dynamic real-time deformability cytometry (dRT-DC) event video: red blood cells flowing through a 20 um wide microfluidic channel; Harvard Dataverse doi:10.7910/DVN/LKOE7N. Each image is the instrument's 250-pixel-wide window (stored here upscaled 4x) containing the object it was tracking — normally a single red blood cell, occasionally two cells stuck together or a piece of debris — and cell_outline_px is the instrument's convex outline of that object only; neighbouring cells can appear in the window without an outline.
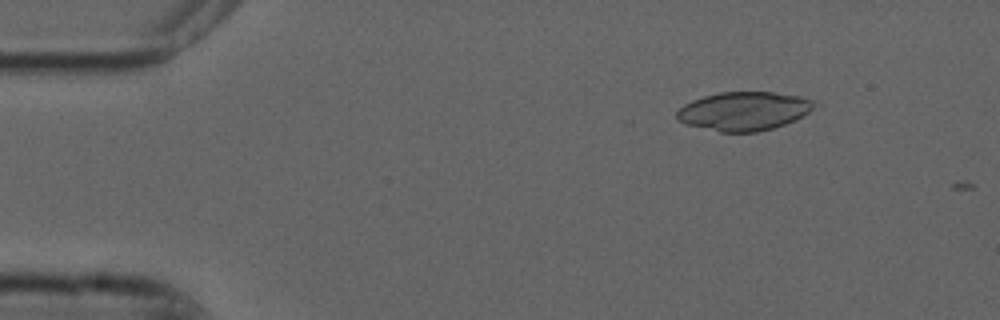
{"species": "common noctule bat (a hibernating species)", "species_latin": "Nyctalus noctula", "temperature_condition": "cold", "stored_images_in_passage": 3, "camera_frame_rate_fps": 3000, "um_per_image_px": 0.085, "animal": {"sex": "male", "forearm_length_mm": 52.5}, "frame": {"image": 1, "passage_image": 1, "time_ms": 0.0, "image_size_px": [1000, 320], "cell_outline_px": [[820, 104], [804, 116], [796, 120], [772, 128], [756, 132], [720, 132], [684, 124], [676, 120], [676, 112], [684, 104], [692, 100], [704, 96], [720, 92], [772, 92], [800, 96], [816, 100]], "centroid_in_image_um": [63.26, 9.44], "position_along_channel_um": 21.7, "area_um2": 31.39}}